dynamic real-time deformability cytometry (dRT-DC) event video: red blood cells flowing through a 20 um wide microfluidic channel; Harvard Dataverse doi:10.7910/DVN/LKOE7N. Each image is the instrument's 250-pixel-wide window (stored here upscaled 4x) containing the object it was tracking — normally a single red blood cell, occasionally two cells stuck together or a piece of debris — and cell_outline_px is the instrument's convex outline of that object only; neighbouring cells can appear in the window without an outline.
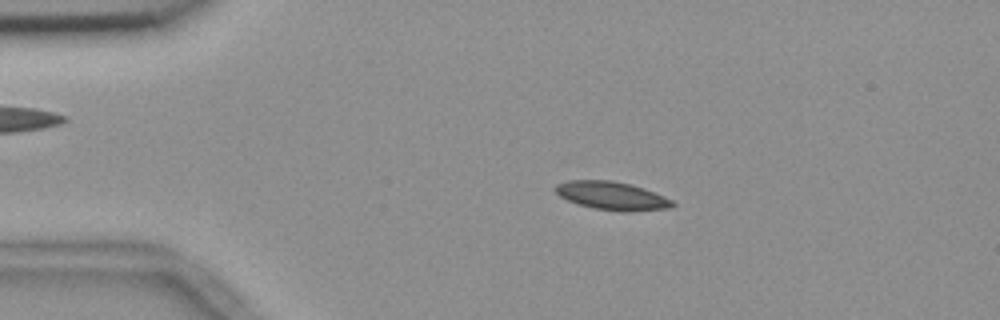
{"species": "common noctule bat (a hibernating species)", "species_latin": "Nyctalus noctula", "temperature_condition": "room temperature", "stored_images_in_passage": 55, "camera_frame_rate_fps": 3000, "um_per_image_px": 0.085, "animal": {"sex": "female", "body_mass_g": 18.4}, "frame": {"image": 1, "passage_image": 11, "time_ms": 3.333, "image_size_px": [1000, 320], "cell_outline_px": [[676, 204], [668, 208], [632, 212], [624, 212], [592, 208], [576, 204], [560, 196], [552, 188], [556, 184], [568, 180], [612, 180], [644, 188], [672, 200]], "centroid_in_image_um": [51.97, 16.64], "position_along_channel_um": 33.0, "area_um2": 19.36}}
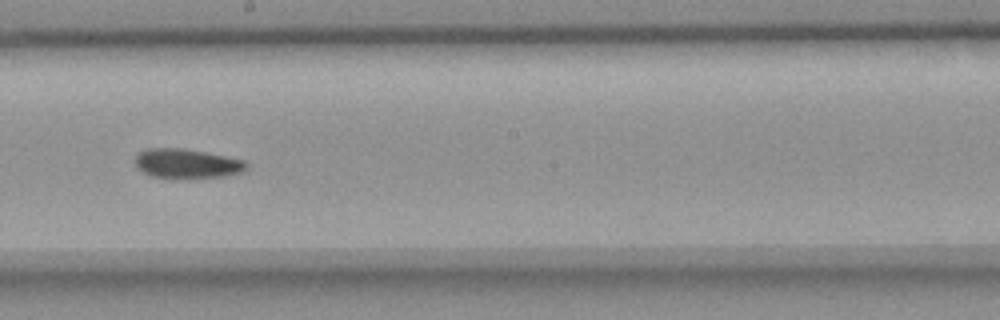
{"frame": {"image": 2, "passage_image": 31, "time_ms": 10.0, "image_size_px": [1000, 320], "cell_outline_px": [[248, 168], [240, 172], [224, 176], [152, 176], [136, 168], [136, 156], [140, 152], [148, 148], [184, 148], [244, 160], [248, 164]], "centroid_in_image_um": [15.88, 13.86], "position_along_channel_um": 232.3, "area_um2": 18.32}}
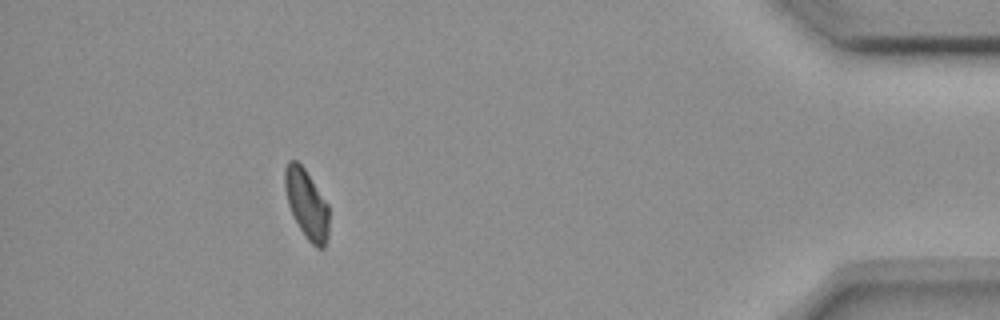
{"frame": {"image": 3, "passage_image": 50, "time_ms": 16.333, "image_size_px": [1000, 320], "cell_outline_px": [[328, 236], [324, 248], [316, 248], [308, 240], [300, 228], [288, 204], [284, 188], [284, 168], [288, 160], [296, 160], [304, 168], [328, 204]], "centroid_in_image_um": [26.05, 17.32], "position_along_channel_um": 409.1, "area_um2": 17.63}, "authors_computed_cell_mechanics": {"area_um2": 18.785, "velocity_mm_per_s": 3.6564, "shape_relaxation_time_tau1_ms": null, "shape_relaxation_time_tau2_ms": 8.7722, "deformation_change_tau1": null, "deformation_change_tau2": 0.1147}}